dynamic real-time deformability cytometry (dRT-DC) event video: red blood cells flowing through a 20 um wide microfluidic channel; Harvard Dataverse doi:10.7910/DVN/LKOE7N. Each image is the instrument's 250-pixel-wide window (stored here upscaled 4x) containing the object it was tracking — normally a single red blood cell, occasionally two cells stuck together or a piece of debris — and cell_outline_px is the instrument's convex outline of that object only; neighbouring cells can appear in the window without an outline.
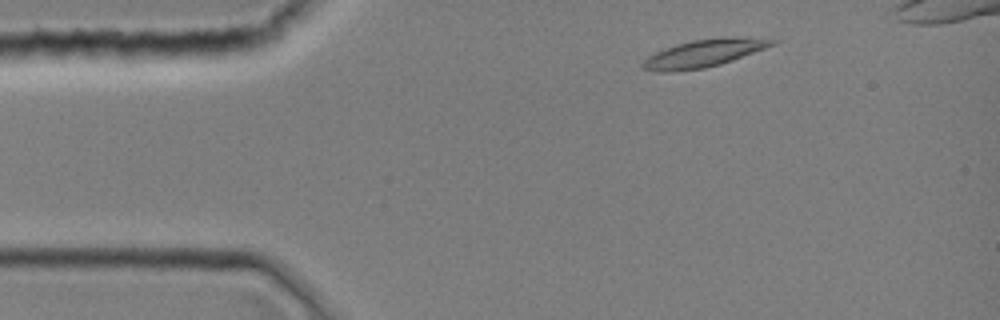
{"species": "common noctule bat (a hibernating species)", "species_latin": "Nyctalus noctula", "temperature_condition": "room temperature", "stored_images_in_passage": 4, "camera_frame_rate_fps": 3000, "um_per_image_px": 0.085, "animal": {"sex": "female", "body_mass_g": 19.0, "forearm_length_mm": 51.5}, "frame": {"image": 1, "passage_image": 3, "time_ms": 0.667, "image_size_px": [1000, 320], "cell_outline_px": [[780, 40], [776, 44], [732, 60], [720, 64], [704, 68], [672, 72], [656, 72], [640, 68], [640, 64], [648, 56], [656, 52], [676, 44], [692, 40]], "centroid_in_image_um": [59.62, 4.62], "position_along_channel_um": 25.4, "area_um2": 19.54}}